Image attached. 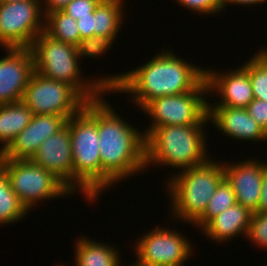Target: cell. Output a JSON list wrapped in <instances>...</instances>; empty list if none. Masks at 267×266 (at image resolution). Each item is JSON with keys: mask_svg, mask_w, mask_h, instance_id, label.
<instances>
[{"mask_svg": "<svg viewBox=\"0 0 267 266\" xmlns=\"http://www.w3.org/2000/svg\"><path fill=\"white\" fill-rule=\"evenodd\" d=\"M163 50L136 69L109 75V92L129 93L142 110L155 98L193 91L204 79L205 69Z\"/></svg>", "mask_w": 267, "mask_h": 266, "instance_id": "cell-1", "label": "cell"}, {"mask_svg": "<svg viewBox=\"0 0 267 266\" xmlns=\"http://www.w3.org/2000/svg\"><path fill=\"white\" fill-rule=\"evenodd\" d=\"M103 97L98 98L101 192L146 168L145 133L123 120Z\"/></svg>", "mask_w": 267, "mask_h": 266, "instance_id": "cell-2", "label": "cell"}, {"mask_svg": "<svg viewBox=\"0 0 267 266\" xmlns=\"http://www.w3.org/2000/svg\"><path fill=\"white\" fill-rule=\"evenodd\" d=\"M30 49L37 73L70 84L87 101L97 99L101 94L109 92V76L98 77L97 80H90L91 82L88 78L83 79L79 60L84 56L92 59L83 49L58 41L44 31L33 41Z\"/></svg>", "mask_w": 267, "mask_h": 266, "instance_id": "cell-3", "label": "cell"}, {"mask_svg": "<svg viewBox=\"0 0 267 266\" xmlns=\"http://www.w3.org/2000/svg\"><path fill=\"white\" fill-rule=\"evenodd\" d=\"M205 125H163L145 130L146 167L154 164L184 170L209 159Z\"/></svg>", "mask_w": 267, "mask_h": 266, "instance_id": "cell-4", "label": "cell"}, {"mask_svg": "<svg viewBox=\"0 0 267 266\" xmlns=\"http://www.w3.org/2000/svg\"><path fill=\"white\" fill-rule=\"evenodd\" d=\"M66 125L71 136L73 180L95 201L101 194L98 98L87 101Z\"/></svg>", "mask_w": 267, "mask_h": 266, "instance_id": "cell-5", "label": "cell"}, {"mask_svg": "<svg viewBox=\"0 0 267 266\" xmlns=\"http://www.w3.org/2000/svg\"><path fill=\"white\" fill-rule=\"evenodd\" d=\"M210 160L171 174V180L167 182L165 189L172 200L170 206L172 205L173 219L184 220V223L187 221L191 225L203 216L209 200L225 178L224 162Z\"/></svg>", "mask_w": 267, "mask_h": 266, "instance_id": "cell-6", "label": "cell"}, {"mask_svg": "<svg viewBox=\"0 0 267 266\" xmlns=\"http://www.w3.org/2000/svg\"><path fill=\"white\" fill-rule=\"evenodd\" d=\"M0 167L4 170L10 187L27 211L29 209L31 211L39 201L73 194L50 171L31 160L5 159L0 155Z\"/></svg>", "mask_w": 267, "mask_h": 266, "instance_id": "cell-7", "label": "cell"}, {"mask_svg": "<svg viewBox=\"0 0 267 266\" xmlns=\"http://www.w3.org/2000/svg\"><path fill=\"white\" fill-rule=\"evenodd\" d=\"M207 93L208 85L204 79L193 91L153 99L142 109L153 121L149 128L163 125L207 124L209 121V101L205 99Z\"/></svg>", "mask_w": 267, "mask_h": 266, "instance_id": "cell-8", "label": "cell"}, {"mask_svg": "<svg viewBox=\"0 0 267 266\" xmlns=\"http://www.w3.org/2000/svg\"><path fill=\"white\" fill-rule=\"evenodd\" d=\"M22 101L34 115H60L66 120L81 111L87 102L70 84L36 71L26 86Z\"/></svg>", "mask_w": 267, "mask_h": 266, "instance_id": "cell-9", "label": "cell"}, {"mask_svg": "<svg viewBox=\"0 0 267 266\" xmlns=\"http://www.w3.org/2000/svg\"><path fill=\"white\" fill-rule=\"evenodd\" d=\"M43 4L42 0L0 3V45L4 48H30L44 31Z\"/></svg>", "mask_w": 267, "mask_h": 266, "instance_id": "cell-10", "label": "cell"}, {"mask_svg": "<svg viewBox=\"0 0 267 266\" xmlns=\"http://www.w3.org/2000/svg\"><path fill=\"white\" fill-rule=\"evenodd\" d=\"M137 241L134 247L137 266L184 264L193 253L189 239L170 228L162 229L158 226Z\"/></svg>", "mask_w": 267, "mask_h": 266, "instance_id": "cell-11", "label": "cell"}, {"mask_svg": "<svg viewBox=\"0 0 267 266\" xmlns=\"http://www.w3.org/2000/svg\"><path fill=\"white\" fill-rule=\"evenodd\" d=\"M69 127L65 125L53 136L47 138L38 148L31 161L50 171L72 193L84 194V198L93 203V199L73 180V157ZM77 187V189H76Z\"/></svg>", "mask_w": 267, "mask_h": 266, "instance_id": "cell-12", "label": "cell"}, {"mask_svg": "<svg viewBox=\"0 0 267 266\" xmlns=\"http://www.w3.org/2000/svg\"><path fill=\"white\" fill-rule=\"evenodd\" d=\"M0 59V105L22 101L26 86L35 72L30 48H2Z\"/></svg>", "mask_w": 267, "mask_h": 266, "instance_id": "cell-13", "label": "cell"}, {"mask_svg": "<svg viewBox=\"0 0 267 266\" xmlns=\"http://www.w3.org/2000/svg\"><path fill=\"white\" fill-rule=\"evenodd\" d=\"M265 161L247 159L240 163H224L223 169L226 180L231 184L236 203L256 213L260 203L263 171Z\"/></svg>", "mask_w": 267, "mask_h": 266, "instance_id": "cell-14", "label": "cell"}, {"mask_svg": "<svg viewBox=\"0 0 267 266\" xmlns=\"http://www.w3.org/2000/svg\"><path fill=\"white\" fill-rule=\"evenodd\" d=\"M60 115H34L30 123L15 137L9 147L0 155L5 159L31 160L40 145L66 125Z\"/></svg>", "mask_w": 267, "mask_h": 266, "instance_id": "cell-15", "label": "cell"}, {"mask_svg": "<svg viewBox=\"0 0 267 266\" xmlns=\"http://www.w3.org/2000/svg\"><path fill=\"white\" fill-rule=\"evenodd\" d=\"M221 72L205 69L208 94L216 91L218 95H221L220 102H215L213 106L246 108L254 99L252 84L247 71L241 66V68L229 70V73Z\"/></svg>", "mask_w": 267, "mask_h": 266, "instance_id": "cell-16", "label": "cell"}, {"mask_svg": "<svg viewBox=\"0 0 267 266\" xmlns=\"http://www.w3.org/2000/svg\"><path fill=\"white\" fill-rule=\"evenodd\" d=\"M208 103L209 121L219 129L222 134L237 140L265 141L267 133L248 114L246 108L210 106Z\"/></svg>", "mask_w": 267, "mask_h": 266, "instance_id": "cell-17", "label": "cell"}, {"mask_svg": "<svg viewBox=\"0 0 267 266\" xmlns=\"http://www.w3.org/2000/svg\"><path fill=\"white\" fill-rule=\"evenodd\" d=\"M123 3V0H101L95 8L94 58L106 54L118 36L124 16Z\"/></svg>", "mask_w": 267, "mask_h": 266, "instance_id": "cell-18", "label": "cell"}, {"mask_svg": "<svg viewBox=\"0 0 267 266\" xmlns=\"http://www.w3.org/2000/svg\"><path fill=\"white\" fill-rule=\"evenodd\" d=\"M252 214L247 208L235 203L212 218L201 231L211 241L219 243L228 242L239 234L246 237Z\"/></svg>", "mask_w": 267, "mask_h": 266, "instance_id": "cell-19", "label": "cell"}, {"mask_svg": "<svg viewBox=\"0 0 267 266\" xmlns=\"http://www.w3.org/2000/svg\"><path fill=\"white\" fill-rule=\"evenodd\" d=\"M32 111L23 101L0 105V154L13 142L15 137L30 123Z\"/></svg>", "mask_w": 267, "mask_h": 266, "instance_id": "cell-20", "label": "cell"}, {"mask_svg": "<svg viewBox=\"0 0 267 266\" xmlns=\"http://www.w3.org/2000/svg\"><path fill=\"white\" fill-rule=\"evenodd\" d=\"M114 248L83 236L74 248L75 266H120L121 257Z\"/></svg>", "mask_w": 267, "mask_h": 266, "instance_id": "cell-21", "label": "cell"}, {"mask_svg": "<svg viewBox=\"0 0 267 266\" xmlns=\"http://www.w3.org/2000/svg\"><path fill=\"white\" fill-rule=\"evenodd\" d=\"M44 14V32L47 35L58 41L80 48V32L77 26V20L62 10L44 12Z\"/></svg>", "mask_w": 267, "mask_h": 266, "instance_id": "cell-22", "label": "cell"}, {"mask_svg": "<svg viewBox=\"0 0 267 266\" xmlns=\"http://www.w3.org/2000/svg\"><path fill=\"white\" fill-rule=\"evenodd\" d=\"M27 212L10 187L4 170L0 167V224L8 225L18 222L26 216Z\"/></svg>", "mask_w": 267, "mask_h": 266, "instance_id": "cell-23", "label": "cell"}, {"mask_svg": "<svg viewBox=\"0 0 267 266\" xmlns=\"http://www.w3.org/2000/svg\"><path fill=\"white\" fill-rule=\"evenodd\" d=\"M235 203V194L231 184L224 178L209 200L203 216L195 223V226L202 229L212 218L233 206Z\"/></svg>", "mask_w": 267, "mask_h": 266, "instance_id": "cell-24", "label": "cell"}, {"mask_svg": "<svg viewBox=\"0 0 267 266\" xmlns=\"http://www.w3.org/2000/svg\"><path fill=\"white\" fill-rule=\"evenodd\" d=\"M242 67L249 75L254 98L267 102V65L254 55Z\"/></svg>", "mask_w": 267, "mask_h": 266, "instance_id": "cell-25", "label": "cell"}, {"mask_svg": "<svg viewBox=\"0 0 267 266\" xmlns=\"http://www.w3.org/2000/svg\"><path fill=\"white\" fill-rule=\"evenodd\" d=\"M267 250V214L253 213L246 239ZM255 242V243H254Z\"/></svg>", "mask_w": 267, "mask_h": 266, "instance_id": "cell-26", "label": "cell"}, {"mask_svg": "<svg viewBox=\"0 0 267 266\" xmlns=\"http://www.w3.org/2000/svg\"><path fill=\"white\" fill-rule=\"evenodd\" d=\"M80 32V48L94 58V12L77 19Z\"/></svg>", "mask_w": 267, "mask_h": 266, "instance_id": "cell-27", "label": "cell"}, {"mask_svg": "<svg viewBox=\"0 0 267 266\" xmlns=\"http://www.w3.org/2000/svg\"><path fill=\"white\" fill-rule=\"evenodd\" d=\"M189 10L193 12H197L198 14H219V12H223L221 9V0H175Z\"/></svg>", "mask_w": 267, "mask_h": 266, "instance_id": "cell-28", "label": "cell"}, {"mask_svg": "<svg viewBox=\"0 0 267 266\" xmlns=\"http://www.w3.org/2000/svg\"><path fill=\"white\" fill-rule=\"evenodd\" d=\"M100 2L101 0H72L61 10L77 20L80 17L89 16V13H93Z\"/></svg>", "mask_w": 267, "mask_h": 266, "instance_id": "cell-29", "label": "cell"}, {"mask_svg": "<svg viewBox=\"0 0 267 266\" xmlns=\"http://www.w3.org/2000/svg\"><path fill=\"white\" fill-rule=\"evenodd\" d=\"M246 110L267 133V102L254 98L246 107Z\"/></svg>", "mask_w": 267, "mask_h": 266, "instance_id": "cell-30", "label": "cell"}, {"mask_svg": "<svg viewBox=\"0 0 267 266\" xmlns=\"http://www.w3.org/2000/svg\"><path fill=\"white\" fill-rule=\"evenodd\" d=\"M265 163L266 166L263 171L261 198L256 211V213L260 214H267V162Z\"/></svg>", "mask_w": 267, "mask_h": 266, "instance_id": "cell-31", "label": "cell"}, {"mask_svg": "<svg viewBox=\"0 0 267 266\" xmlns=\"http://www.w3.org/2000/svg\"><path fill=\"white\" fill-rule=\"evenodd\" d=\"M45 1V2H44ZM72 0H43L45 3L42 5L45 9H43L44 12H51L54 10H61L66 5H68Z\"/></svg>", "mask_w": 267, "mask_h": 266, "instance_id": "cell-32", "label": "cell"}, {"mask_svg": "<svg viewBox=\"0 0 267 266\" xmlns=\"http://www.w3.org/2000/svg\"><path fill=\"white\" fill-rule=\"evenodd\" d=\"M267 0H221V9L225 10V7H227V4H235V5H256V4H262L263 2L266 3ZM224 8V9H223Z\"/></svg>", "mask_w": 267, "mask_h": 266, "instance_id": "cell-33", "label": "cell"}, {"mask_svg": "<svg viewBox=\"0 0 267 266\" xmlns=\"http://www.w3.org/2000/svg\"><path fill=\"white\" fill-rule=\"evenodd\" d=\"M256 53L255 55L267 65V48L265 47V49L258 50Z\"/></svg>", "mask_w": 267, "mask_h": 266, "instance_id": "cell-34", "label": "cell"}, {"mask_svg": "<svg viewBox=\"0 0 267 266\" xmlns=\"http://www.w3.org/2000/svg\"><path fill=\"white\" fill-rule=\"evenodd\" d=\"M19 1H27V0H0V3H12V2H19Z\"/></svg>", "mask_w": 267, "mask_h": 266, "instance_id": "cell-35", "label": "cell"}, {"mask_svg": "<svg viewBox=\"0 0 267 266\" xmlns=\"http://www.w3.org/2000/svg\"><path fill=\"white\" fill-rule=\"evenodd\" d=\"M164 266H184V264H172V265H164Z\"/></svg>", "mask_w": 267, "mask_h": 266, "instance_id": "cell-36", "label": "cell"}]
</instances>
